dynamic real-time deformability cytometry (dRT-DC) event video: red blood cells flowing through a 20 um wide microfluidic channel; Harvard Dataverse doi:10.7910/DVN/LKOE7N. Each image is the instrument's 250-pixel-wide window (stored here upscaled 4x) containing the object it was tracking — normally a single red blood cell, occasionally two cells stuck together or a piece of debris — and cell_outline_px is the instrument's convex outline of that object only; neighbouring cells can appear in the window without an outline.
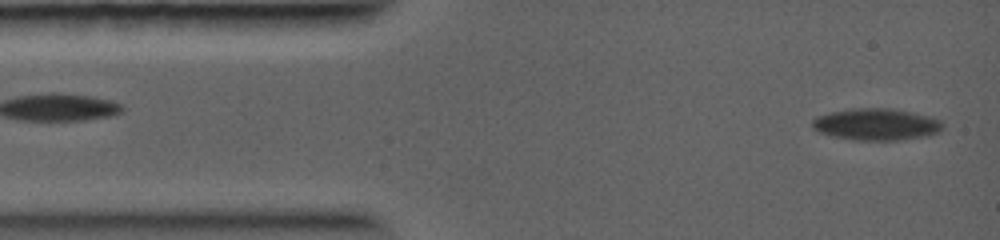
{"species": "common noctule bat (a hibernating species)", "species_latin": "Nyctalus noctula", "temperature_condition": "warm", "stored_images_in_passage": 15, "camera_frame_rate_fps": 5000, "um_per_image_px": 0.085, "animal": {"sex": "female", "body_mass_g": 19.0, "forearm_length_mm": 56.7}, "frame": {"image": 1, "passage_image": 1, "time_ms": 0.0, "image_size_px": [1000, 240], "cell_outline_px": [[944, 128], [928, 136], [900, 140], [852, 140], [832, 136], [820, 132], [812, 128], [812, 120], [816, 116], [828, 112], [852, 108], [892, 108], [932, 116], [940, 120], [944, 124]], "centroid_in_image_um": [74.49, 10.56], "position_along_channel_um": 10.5, "area_um2": 24.51}}
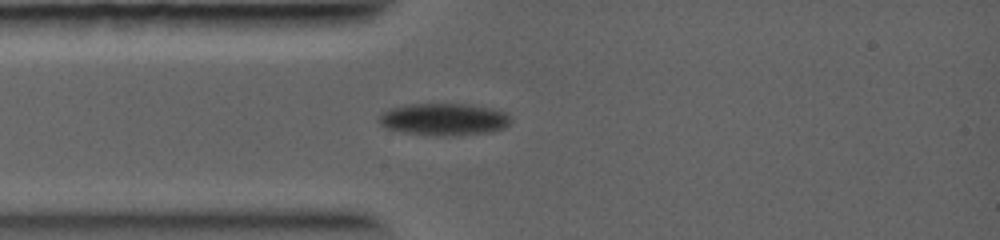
{"frame": {"image": 2, "passage_image": 7, "time_ms": 2.4, "image_size_px": [1000, 240], "cell_outline_px": [[512, 120], [504, 128], [492, 132], [452, 136], [436, 136], [408, 132], [384, 128], [376, 120], [380, 112], [388, 108], [404, 104], [472, 104], [492, 108], [508, 112]], "centroid_in_image_um": [37.72, 10.13], "position_along_channel_um": 47.3, "area_um2": 25.26}}
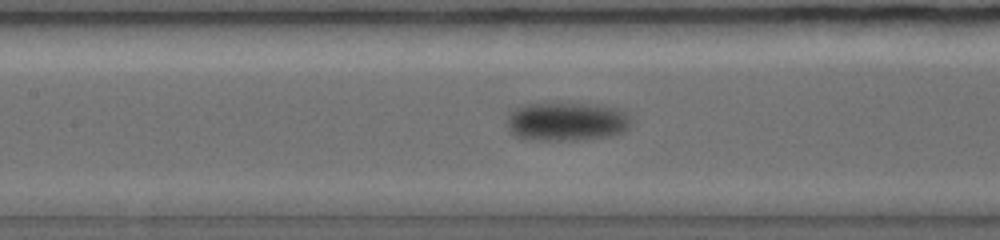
{"frame": {"image": 3, "passage_image": 14, "time_ms": 5.0, "image_size_px": [1000, 240], "cell_outline_px": [[632, 124], [624, 132], [608, 136], [576, 140], [532, 140], [516, 136], [508, 128], [508, 112], [512, 108], [524, 104], [544, 100], [596, 104], [616, 108], [628, 112]], "centroid_in_image_um": [48.14, 10.27], "position_along_channel_um": 159.3, "area_um2": 29.19}}